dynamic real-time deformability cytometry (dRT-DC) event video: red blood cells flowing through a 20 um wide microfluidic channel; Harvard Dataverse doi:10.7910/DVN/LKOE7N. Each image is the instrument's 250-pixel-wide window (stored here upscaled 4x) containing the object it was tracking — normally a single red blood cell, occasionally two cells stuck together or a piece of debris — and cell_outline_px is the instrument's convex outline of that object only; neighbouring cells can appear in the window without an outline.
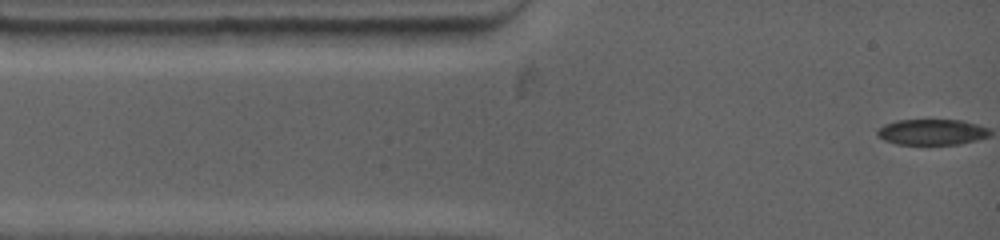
{"species": "common noctule bat (a hibernating species)", "species_latin": "Nyctalus noctula", "temperature_condition": "warm", "stored_images_in_passage": 1, "camera_frame_rate_fps": 4500, "um_per_image_px": 0.085, "animal": {"sex": "female", "body_mass_g": 19.0, "forearm_length_mm": 53.3}, "frame": {"image": 1, "passage_image": 1, "time_ms": 0.0, "image_size_px": [1000, 240], "cell_outline_px": [[264, 32], [256, 44], [108, 44], [96, 32], [184, 28], [260, 28]], "centroid_in_image_um": [15.69, 3.09], "position_along_channel_um": 69.3, "area_um2": 17.22}}